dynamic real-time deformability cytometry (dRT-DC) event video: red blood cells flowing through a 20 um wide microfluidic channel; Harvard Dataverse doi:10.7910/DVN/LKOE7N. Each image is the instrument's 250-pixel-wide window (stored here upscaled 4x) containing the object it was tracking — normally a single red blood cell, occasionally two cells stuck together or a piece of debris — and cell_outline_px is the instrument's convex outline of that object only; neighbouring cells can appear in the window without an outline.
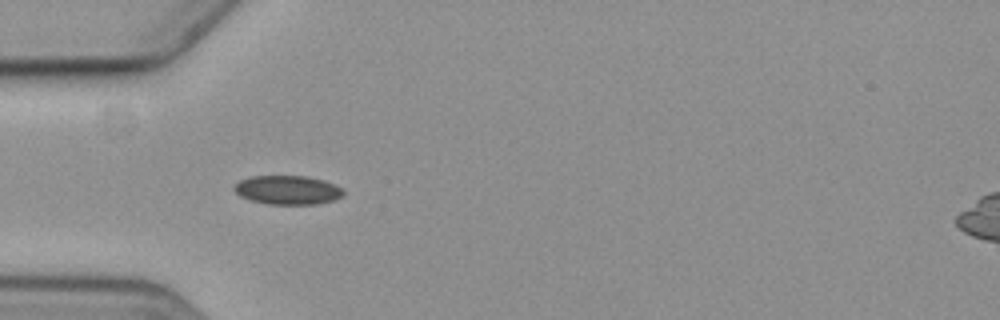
{"species": "common noctule bat (a hibernating species)", "species_latin": "Nyctalus noctula", "temperature_condition": "cold", "stored_images_in_passage": 7, "camera_frame_rate_fps": 3000, "um_per_image_px": 0.085, "animal": {"sex": "female", "body_mass_g": 19.3, "forearm_length_mm": 54.1}, "frame": {"image": 1, "passage_image": 4, "time_ms": 4.667, "image_size_px": [1000, 320], "cell_outline_px": [[344, 196], [336, 200], [316, 204], [268, 204], [252, 200], [240, 196], [232, 188], [240, 180], [252, 176], [308, 176], [324, 180], [340, 188], [344, 192]], "centroid_in_image_um": [24.46, 16.15], "position_along_channel_um": 60.5, "area_um2": 18.38}}
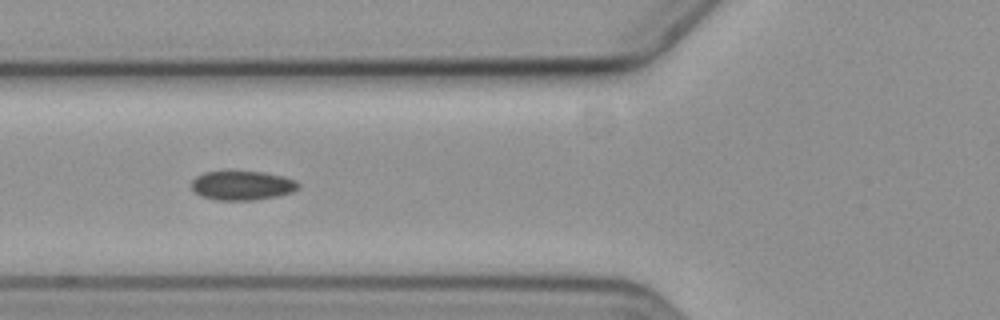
{"frame": {"image": 2, "passage_image": 5, "time_ms": 6.0, "image_size_px": [1000, 320], "cell_outline_px": [[300, 188], [292, 192], [276, 196], [252, 200], [216, 200], [200, 196], [192, 188], [192, 180], [196, 176], [204, 172], [264, 172], [284, 176], [296, 180], [300, 184]], "centroid_in_image_um": [20.61, 15.77], "position_along_channel_um": 105.2, "area_um2": 18.15}}
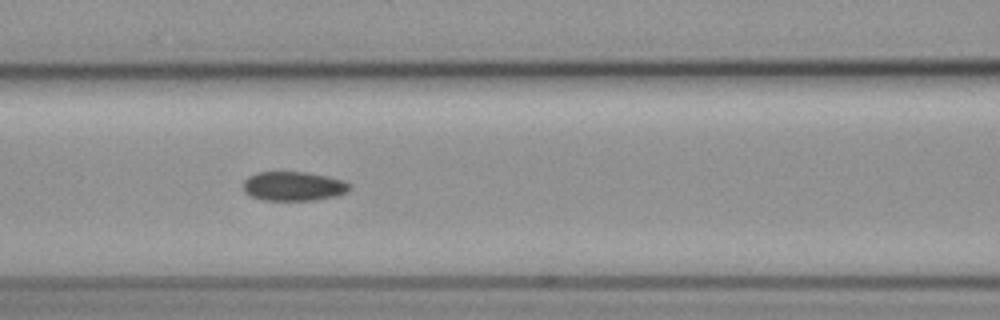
{"frame": {"image": 3, "passage_image": 6, "time_ms": 7.0, "image_size_px": [1000, 320], "cell_outline_px": [[352, 188], [348, 192], [336, 196], [316, 200], [260, 200], [244, 192], [244, 180], [248, 176], [256, 172], [308, 172], [328, 176], [344, 180], [352, 184]], "centroid_in_image_um": [24.99, 15.82], "position_along_channel_um": 141.6, "area_um2": 18.44}}